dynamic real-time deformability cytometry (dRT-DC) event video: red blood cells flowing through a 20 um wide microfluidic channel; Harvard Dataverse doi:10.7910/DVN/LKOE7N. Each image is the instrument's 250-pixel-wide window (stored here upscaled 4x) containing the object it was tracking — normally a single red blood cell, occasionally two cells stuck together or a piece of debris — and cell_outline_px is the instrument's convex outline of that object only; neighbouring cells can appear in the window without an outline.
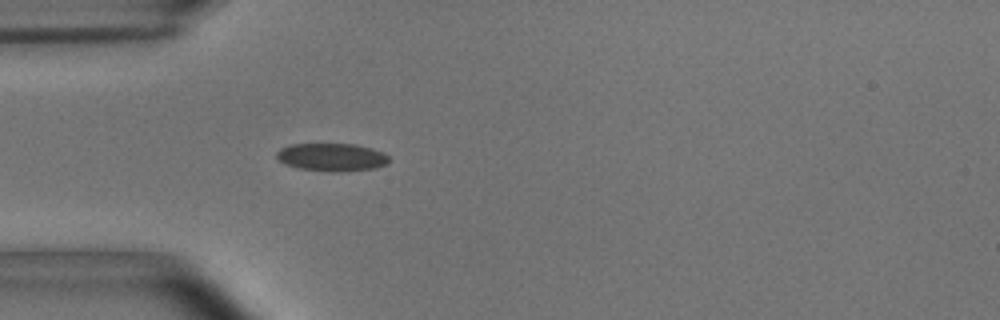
{"species": "common noctule bat (a hibernating species)", "species_latin": "Nyctalus noctula", "temperature_condition": "room temperature", "stored_images_in_passage": 39, "camera_frame_rate_fps": 3000, "um_per_image_px": 0.085, "animal": {"sex": "male", "body_mass_g": 15.6}, "frame": {"image": 1, "passage_image": 1, "time_ms": 0.0, "image_size_px": [1000, 320], "cell_outline_px": [[388, 164], [376, 168], [340, 172], [332, 172], [300, 168], [284, 164], [276, 156], [276, 152], [280, 148], [288, 144], [356, 144], [372, 148], [384, 152], [388, 156]], "centroid_in_image_um": [28.21, 13.35], "position_along_channel_um": 56.8, "area_um2": 18.44}}
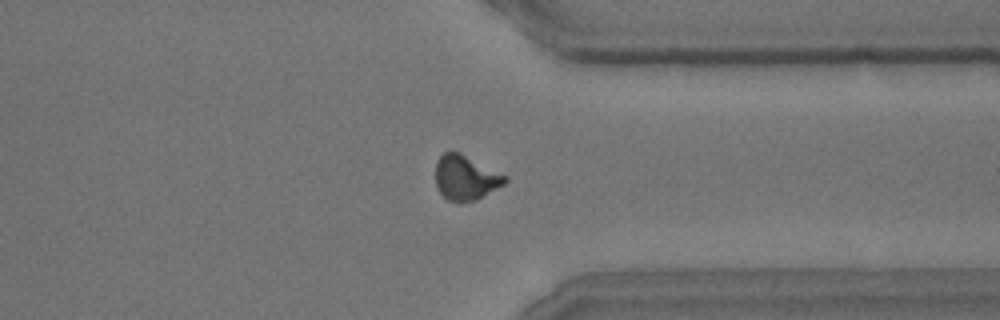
{"frame": {"image": 2, "passage_image": 27, "time_ms": 8.667, "image_size_px": [1000, 320], "cell_outline_px": [[508, 180], [504, 184], [476, 200], [448, 200], [436, 188], [436, 160], [444, 152], [460, 152], [508, 176]], "centroid_in_image_um": [39.58, 15.07], "position_along_channel_um": 371.8, "area_um2": 17.92}}
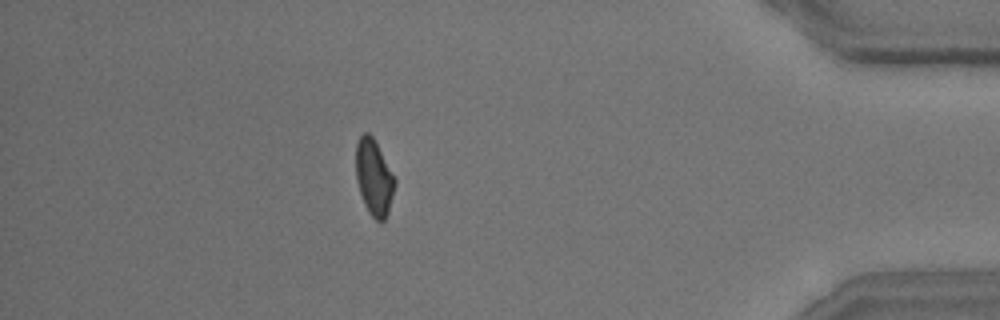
{"frame": {"image": 3, "passage_image": 33, "time_ms": 10.667, "image_size_px": [1000, 320], "cell_outline_px": [[396, 184], [388, 212], [384, 220], [376, 220], [368, 212], [364, 204], [356, 180], [356, 144], [360, 136], [364, 132], [368, 132], [372, 136], [396, 180]], "centroid_in_image_um": [31.77, 15.09], "position_along_channel_um": 403.4, "area_um2": 16.99}, "authors_computed_cell_mechanics": {"area_um2": 18.0336, "velocity_mm_per_s": 3.6941, "shape_relaxation_time_tau1_ms": 4.6973, "shape_relaxation_time_tau2_ms": 0.775, "deformation_change_tau1": 0.1006, "deformation_change_tau2": 0.0575}}